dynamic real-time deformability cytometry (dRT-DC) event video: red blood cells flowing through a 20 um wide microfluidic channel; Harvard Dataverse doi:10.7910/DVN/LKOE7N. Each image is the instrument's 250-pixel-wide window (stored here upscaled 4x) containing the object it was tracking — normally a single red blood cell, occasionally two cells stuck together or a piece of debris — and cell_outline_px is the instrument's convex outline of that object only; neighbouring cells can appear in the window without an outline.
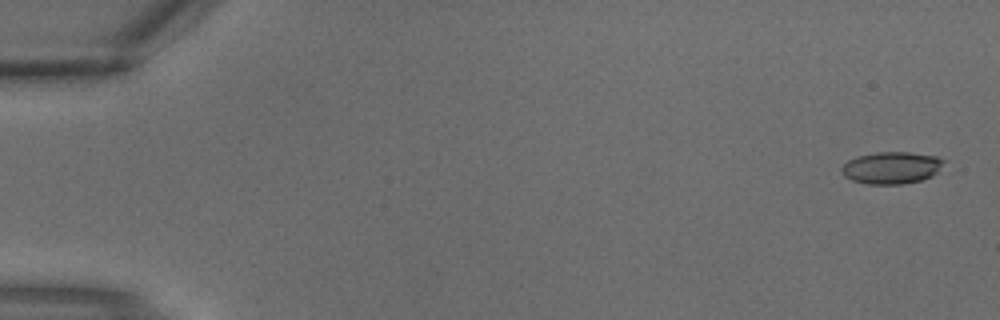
{"species": "common noctule bat (a hibernating species)", "species_latin": "Nyctalus noctula", "temperature_condition": "warm", "stored_images_in_passage": 4, "camera_frame_rate_fps": 3000, "um_per_image_px": 0.085, "animal": {"sex": "male", "body_mass_g": 18.8}, "frame": {"image": 1, "passage_image": 1, "time_ms": 0.0, "image_size_px": [1000, 320], "cell_outline_px": [[948, 160], [932, 176], [920, 180], [900, 184], [868, 184], [852, 180], [844, 176], [840, 172], [840, 168], [848, 160], [856, 156], [876, 152], [908, 152], [936, 156]], "centroid_in_image_um": [75.77, 14.25], "position_along_channel_um": 9.2, "area_um2": 19.19}}